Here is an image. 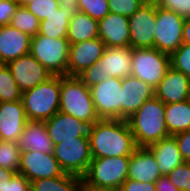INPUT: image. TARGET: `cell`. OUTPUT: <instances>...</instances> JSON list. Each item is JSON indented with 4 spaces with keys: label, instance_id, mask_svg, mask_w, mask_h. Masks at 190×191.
I'll return each instance as SVG.
<instances>
[{
    "label": "cell",
    "instance_id": "cell-17",
    "mask_svg": "<svg viewBox=\"0 0 190 191\" xmlns=\"http://www.w3.org/2000/svg\"><path fill=\"white\" fill-rule=\"evenodd\" d=\"M27 121L22 100L0 102V140L17 142Z\"/></svg>",
    "mask_w": 190,
    "mask_h": 191
},
{
    "label": "cell",
    "instance_id": "cell-10",
    "mask_svg": "<svg viewBox=\"0 0 190 191\" xmlns=\"http://www.w3.org/2000/svg\"><path fill=\"white\" fill-rule=\"evenodd\" d=\"M90 90L99 119L122 120V79L109 77Z\"/></svg>",
    "mask_w": 190,
    "mask_h": 191
},
{
    "label": "cell",
    "instance_id": "cell-1",
    "mask_svg": "<svg viewBox=\"0 0 190 191\" xmlns=\"http://www.w3.org/2000/svg\"><path fill=\"white\" fill-rule=\"evenodd\" d=\"M88 136L93 158L130 156L137 148L127 120L99 119Z\"/></svg>",
    "mask_w": 190,
    "mask_h": 191
},
{
    "label": "cell",
    "instance_id": "cell-24",
    "mask_svg": "<svg viewBox=\"0 0 190 191\" xmlns=\"http://www.w3.org/2000/svg\"><path fill=\"white\" fill-rule=\"evenodd\" d=\"M147 148L155 157L161 175H168L174 168L185 162L173 136L161 139Z\"/></svg>",
    "mask_w": 190,
    "mask_h": 191
},
{
    "label": "cell",
    "instance_id": "cell-14",
    "mask_svg": "<svg viewBox=\"0 0 190 191\" xmlns=\"http://www.w3.org/2000/svg\"><path fill=\"white\" fill-rule=\"evenodd\" d=\"M105 49L106 45L99 37L70 44L67 76H79L101 58Z\"/></svg>",
    "mask_w": 190,
    "mask_h": 191
},
{
    "label": "cell",
    "instance_id": "cell-36",
    "mask_svg": "<svg viewBox=\"0 0 190 191\" xmlns=\"http://www.w3.org/2000/svg\"><path fill=\"white\" fill-rule=\"evenodd\" d=\"M39 21L45 20L59 8L57 0H34L25 6Z\"/></svg>",
    "mask_w": 190,
    "mask_h": 191
},
{
    "label": "cell",
    "instance_id": "cell-25",
    "mask_svg": "<svg viewBox=\"0 0 190 191\" xmlns=\"http://www.w3.org/2000/svg\"><path fill=\"white\" fill-rule=\"evenodd\" d=\"M98 21L78 11L69 20L68 33L66 39L70 44L87 41L98 37Z\"/></svg>",
    "mask_w": 190,
    "mask_h": 191
},
{
    "label": "cell",
    "instance_id": "cell-29",
    "mask_svg": "<svg viewBox=\"0 0 190 191\" xmlns=\"http://www.w3.org/2000/svg\"><path fill=\"white\" fill-rule=\"evenodd\" d=\"M22 92L19 90L14 77L5 64H0V102H15L21 100Z\"/></svg>",
    "mask_w": 190,
    "mask_h": 191
},
{
    "label": "cell",
    "instance_id": "cell-39",
    "mask_svg": "<svg viewBox=\"0 0 190 191\" xmlns=\"http://www.w3.org/2000/svg\"><path fill=\"white\" fill-rule=\"evenodd\" d=\"M157 7L167 9L187 18V0H153Z\"/></svg>",
    "mask_w": 190,
    "mask_h": 191
},
{
    "label": "cell",
    "instance_id": "cell-12",
    "mask_svg": "<svg viewBox=\"0 0 190 191\" xmlns=\"http://www.w3.org/2000/svg\"><path fill=\"white\" fill-rule=\"evenodd\" d=\"M18 173L30 182L65 174L53 153L30 150L21 152Z\"/></svg>",
    "mask_w": 190,
    "mask_h": 191
},
{
    "label": "cell",
    "instance_id": "cell-47",
    "mask_svg": "<svg viewBox=\"0 0 190 191\" xmlns=\"http://www.w3.org/2000/svg\"><path fill=\"white\" fill-rule=\"evenodd\" d=\"M81 191H120V190L115 188H98L92 186H82Z\"/></svg>",
    "mask_w": 190,
    "mask_h": 191
},
{
    "label": "cell",
    "instance_id": "cell-34",
    "mask_svg": "<svg viewBox=\"0 0 190 191\" xmlns=\"http://www.w3.org/2000/svg\"><path fill=\"white\" fill-rule=\"evenodd\" d=\"M147 1L148 0H108L109 11L129 18Z\"/></svg>",
    "mask_w": 190,
    "mask_h": 191
},
{
    "label": "cell",
    "instance_id": "cell-8",
    "mask_svg": "<svg viewBox=\"0 0 190 191\" xmlns=\"http://www.w3.org/2000/svg\"><path fill=\"white\" fill-rule=\"evenodd\" d=\"M170 66V55L156 48L132 49L131 76L146 82L153 89L164 78Z\"/></svg>",
    "mask_w": 190,
    "mask_h": 191
},
{
    "label": "cell",
    "instance_id": "cell-23",
    "mask_svg": "<svg viewBox=\"0 0 190 191\" xmlns=\"http://www.w3.org/2000/svg\"><path fill=\"white\" fill-rule=\"evenodd\" d=\"M104 81L111 78H125L132 72V48L106 47L102 55Z\"/></svg>",
    "mask_w": 190,
    "mask_h": 191
},
{
    "label": "cell",
    "instance_id": "cell-3",
    "mask_svg": "<svg viewBox=\"0 0 190 191\" xmlns=\"http://www.w3.org/2000/svg\"><path fill=\"white\" fill-rule=\"evenodd\" d=\"M59 111L76 117L91 126L99 120L92 94L78 76H61Z\"/></svg>",
    "mask_w": 190,
    "mask_h": 191
},
{
    "label": "cell",
    "instance_id": "cell-18",
    "mask_svg": "<svg viewBox=\"0 0 190 191\" xmlns=\"http://www.w3.org/2000/svg\"><path fill=\"white\" fill-rule=\"evenodd\" d=\"M98 37L106 47H129V18L121 14L109 13L98 21Z\"/></svg>",
    "mask_w": 190,
    "mask_h": 191
},
{
    "label": "cell",
    "instance_id": "cell-41",
    "mask_svg": "<svg viewBox=\"0 0 190 191\" xmlns=\"http://www.w3.org/2000/svg\"><path fill=\"white\" fill-rule=\"evenodd\" d=\"M181 156L185 162H190V130L173 135Z\"/></svg>",
    "mask_w": 190,
    "mask_h": 191
},
{
    "label": "cell",
    "instance_id": "cell-15",
    "mask_svg": "<svg viewBox=\"0 0 190 191\" xmlns=\"http://www.w3.org/2000/svg\"><path fill=\"white\" fill-rule=\"evenodd\" d=\"M154 96L165 104L189 100L190 79L170 66L164 78L154 88Z\"/></svg>",
    "mask_w": 190,
    "mask_h": 191
},
{
    "label": "cell",
    "instance_id": "cell-48",
    "mask_svg": "<svg viewBox=\"0 0 190 191\" xmlns=\"http://www.w3.org/2000/svg\"><path fill=\"white\" fill-rule=\"evenodd\" d=\"M19 6L25 7L29 3L33 2L34 0H14Z\"/></svg>",
    "mask_w": 190,
    "mask_h": 191
},
{
    "label": "cell",
    "instance_id": "cell-44",
    "mask_svg": "<svg viewBox=\"0 0 190 191\" xmlns=\"http://www.w3.org/2000/svg\"><path fill=\"white\" fill-rule=\"evenodd\" d=\"M59 6L65 9L71 17H73L78 11V0H57Z\"/></svg>",
    "mask_w": 190,
    "mask_h": 191
},
{
    "label": "cell",
    "instance_id": "cell-11",
    "mask_svg": "<svg viewBox=\"0 0 190 191\" xmlns=\"http://www.w3.org/2000/svg\"><path fill=\"white\" fill-rule=\"evenodd\" d=\"M156 4L148 0L129 17L130 47L154 48Z\"/></svg>",
    "mask_w": 190,
    "mask_h": 191
},
{
    "label": "cell",
    "instance_id": "cell-32",
    "mask_svg": "<svg viewBox=\"0 0 190 191\" xmlns=\"http://www.w3.org/2000/svg\"><path fill=\"white\" fill-rule=\"evenodd\" d=\"M78 9L97 21L110 13L108 0H78Z\"/></svg>",
    "mask_w": 190,
    "mask_h": 191
},
{
    "label": "cell",
    "instance_id": "cell-19",
    "mask_svg": "<svg viewBox=\"0 0 190 191\" xmlns=\"http://www.w3.org/2000/svg\"><path fill=\"white\" fill-rule=\"evenodd\" d=\"M32 37L11 25L0 26V64L30 53Z\"/></svg>",
    "mask_w": 190,
    "mask_h": 191
},
{
    "label": "cell",
    "instance_id": "cell-7",
    "mask_svg": "<svg viewBox=\"0 0 190 191\" xmlns=\"http://www.w3.org/2000/svg\"><path fill=\"white\" fill-rule=\"evenodd\" d=\"M54 157L66 174L82 178L92 160L89 137H74L54 145Z\"/></svg>",
    "mask_w": 190,
    "mask_h": 191
},
{
    "label": "cell",
    "instance_id": "cell-28",
    "mask_svg": "<svg viewBox=\"0 0 190 191\" xmlns=\"http://www.w3.org/2000/svg\"><path fill=\"white\" fill-rule=\"evenodd\" d=\"M70 19L69 13L59 6L56 12L51 13L45 20L40 21L38 34L51 39L66 38Z\"/></svg>",
    "mask_w": 190,
    "mask_h": 191
},
{
    "label": "cell",
    "instance_id": "cell-42",
    "mask_svg": "<svg viewBox=\"0 0 190 191\" xmlns=\"http://www.w3.org/2000/svg\"><path fill=\"white\" fill-rule=\"evenodd\" d=\"M120 191H156L155 182H140L127 178Z\"/></svg>",
    "mask_w": 190,
    "mask_h": 191
},
{
    "label": "cell",
    "instance_id": "cell-22",
    "mask_svg": "<svg viewBox=\"0 0 190 191\" xmlns=\"http://www.w3.org/2000/svg\"><path fill=\"white\" fill-rule=\"evenodd\" d=\"M17 145L21 152L28 150L42 153L54 152V144L48 135L44 121L28 120Z\"/></svg>",
    "mask_w": 190,
    "mask_h": 191
},
{
    "label": "cell",
    "instance_id": "cell-45",
    "mask_svg": "<svg viewBox=\"0 0 190 191\" xmlns=\"http://www.w3.org/2000/svg\"><path fill=\"white\" fill-rule=\"evenodd\" d=\"M183 43L190 44V17L185 19L183 25Z\"/></svg>",
    "mask_w": 190,
    "mask_h": 191
},
{
    "label": "cell",
    "instance_id": "cell-21",
    "mask_svg": "<svg viewBox=\"0 0 190 191\" xmlns=\"http://www.w3.org/2000/svg\"><path fill=\"white\" fill-rule=\"evenodd\" d=\"M161 176L152 152L147 147H137L130 155L127 178L140 182H155Z\"/></svg>",
    "mask_w": 190,
    "mask_h": 191
},
{
    "label": "cell",
    "instance_id": "cell-37",
    "mask_svg": "<svg viewBox=\"0 0 190 191\" xmlns=\"http://www.w3.org/2000/svg\"><path fill=\"white\" fill-rule=\"evenodd\" d=\"M78 77L89 88L94 86L95 84L104 82V71L102 70V56L97 62L88 67Z\"/></svg>",
    "mask_w": 190,
    "mask_h": 191
},
{
    "label": "cell",
    "instance_id": "cell-13",
    "mask_svg": "<svg viewBox=\"0 0 190 191\" xmlns=\"http://www.w3.org/2000/svg\"><path fill=\"white\" fill-rule=\"evenodd\" d=\"M21 92L32 89L52 77L30 53L7 64Z\"/></svg>",
    "mask_w": 190,
    "mask_h": 191
},
{
    "label": "cell",
    "instance_id": "cell-9",
    "mask_svg": "<svg viewBox=\"0 0 190 191\" xmlns=\"http://www.w3.org/2000/svg\"><path fill=\"white\" fill-rule=\"evenodd\" d=\"M183 16L156 6L154 48L171 55L183 44Z\"/></svg>",
    "mask_w": 190,
    "mask_h": 191
},
{
    "label": "cell",
    "instance_id": "cell-33",
    "mask_svg": "<svg viewBox=\"0 0 190 191\" xmlns=\"http://www.w3.org/2000/svg\"><path fill=\"white\" fill-rule=\"evenodd\" d=\"M170 65L190 79V44L183 43L170 55Z\"/></svg>",
    "mask_w": 190,
    "mask_h": 191
},
{
    "label": "cell",
    "instance_id": "cell-31",
    "mask_svg": "<svg viewBox=\"0 0 190 191\" xmlns=\"http://www.w3.org/2000/svg\"><path fill=\"white\" fill-rule=\"evenodd\" d=\"M20 155L17 142L0 140V167L18 173Z\"/></svg>",
    "mask_w": 190,
    "mask_h": 191
},
{
    "label": "cell",
    "instance_id": "cell-20",
    "mask_svg": "<svg viewBox=\"0 0 190 191\" xmlns=\"http://www.w3.org/2000/svg\"><path fill=\"white\" fill-rule=\"evenodd\" d=\"M154 96V89L134 76L122 78V120L135 113L141 105Z\"/></svg>",
    "mask_w": 190,
    "mask_h": 191
},
{
    "label": "cell",
    "instance_id": "cell-38",
    "mask_svg": "<svg viewBox=\"0 0 190 191\" xmlns=\"http://www.w3.org/2000/svg\"><path fill=\"white\" fill-rule=\"evenodd\" d=\"M0 191H31L30 181L25 176L15 173L11 179L3 180Z\"/></svg>",
    "mask_w": 190,
    "mask_h": 191
},
{
    "label": "cell",
    "instance_id": "cell-49",
    "mask_svg": "<svg viewBox=\"0 0 190 191\" xmlns=\"http://www.w3.org/2000/svg\"><path fill=\"white\" fill-rule=\"evenodd\" d=\"M190 17V0H187V18Z\"/></svg>",
    "mask_w": 190,
    "mask_h": 191
},
{
    "label": "cell",
    "instance_id": "cell-30",
    "mask_svg": "<svg viewBox=\"0 0 190 191\" xmlns=\"http://www.w3.org/2000/svg\"><path fill=\"white\" fill-rule=\"evenodd\" d=\"M10 25L33 37L39 33L40 21L27 8L19 6Z\"/></svg>",
    "mask_w": 190,
    "mask_h": 191
},
{
    "label": "cell",
    "instance_id": "cell-4",
    "mask_svg": "<svg viewBox=\"0 0 190 191\" xmlns=\"http://www.w3.org/2000/svg\"><path fill=\"white\" fill-rule=\"evenodd\" d=\"M61 76L22 92L21 100L28 120L45 121L59 112Z\"/></svg>",
    "mask_w": 190,
    "mask_h": 191
},
{
    "label": "cell",
    "instance_id": "cell-40",
    "mask_svg": "<svg viewBox=\"0 0 190 191\" xmlns=\"http://www.w3.org/2000/svg\"><path fill=\"white\" fill-rule=\"evenodd\" d=\"M18 7L14 0H0V26L10 25Z\"/></svg>",
    "mask_w": 190,
    "mask_h": 191
},
{
    "label": "cell",
    "instance_id": "cell-26",
    "mask_svg": "<svg viewBox=\"0 0 190 191\" xmlns=\"http://www.w3.org/2000/svg\"><path fill=\"white\" fill-rule=\"evenodd\" d=\"M165 123L170 136L190 130V99L165 104Z\"/></svg>",
    "mask_w": 190,
    "mask_h": 191
},
{
    "label": "cell",
    "instance_id": "cell-27",
    "mask_svg": "<svg viewBox=\"0 0 190 191\" xmlns=\"http://www.w3.org/2000/svg\"><path fill=\"white\" fill-rule=\"evenodd\" d=\"M82 178L64 174L30 182L31 191H81Z\"/></svg>",
    "mask_w": 190,
    "mask_h": 191
},
{
    "label": "cell",
    "instance_id": "cell-16",
    "mask_svg": "<svg viewBox=\"0 0 190 191\" xmlns=\"http://www.w3.org/2000/svg\"><path fill=\"white\" fill-rule=\"evenodd\" d=\"M44 122L54 145L74 137H89V125L66 113L59 111Z\"/></svg>",
    "mask_w": 190,
    "mask_h": 191
},
{
    "label": "cell",
    "instance_id": "cell-35",
    "mask_svg": "<svg viewBox=\"0 0 190 191\" xmlns=\"http://www.w3.org/2000/svg\"><path fill=\"white\" fill-rule=\"evenodd\" d=\"M167 176L180 191H190V162L177 166Z\"/></svg>",
    "mask_w": 190,
    "mask_h": 191
},
{
    "label": "cell",
    "instance_id": "cell-5",
    "mask_svg": "<svg viewBox=\"0 0 190 191\" xmlns=\"http://www.w3.org/2000/svg\"><path fill=\"white\" fill-rule=\"evenodd\" d=\"M130 156L92 158L82 186L120 189L127 179Z\"/></svg>",
    "mask_w": 190,
    "mask_h": 191
},
{
    "label": "cell",
    "instance_id": "cell-46",
    "mask_svg": "<svg viewBox=\"0 0 190 191\" xmlns=\"http://www.w3.org/2000/svg\"><path fill=\"white\" fill-rule=\"evenodd\" d=\"M14 174H15L14 171L5 169V168H3V167H0V187H1L2 184H3V180L11 179Z\"/></svg>",
    "mask_w": 190,
    "mask_h": 191
},
{
    "label": "cell",
    "instance_id": "cell-2",
    "mask_svg": "<svg viewBox=\"0 0 190 191\" xmlns=\"http://www.w3.org/2000/svg\"><path fill=\"white\" fill-rule=\"evenodd\" d=\"M126 120L137 147H148L170 136L165 123V103L155 96Z\"/></svg>",
    "mask_w": 190,
    "mask_h": 191
},
{
    "label": "cell",
    "instance_id": "cell-43",
    "mask_svg": "<svg viewBox=\"0 0 190 191\" xmlns=\"http://www.w3.org/2000/svg\"><path fill=\"white\" fill-rule=\"evenodd\" d=\"M156 191H180L167 175H162L155 181Z\"/></svg>",
    "mask_w": 190,
    "mask_h": 191
},
{
    "label": "cell",
    "instance_id": "cell-6",
    "mask_svg": "<svg viewBox=\"0 0 190 191\" xmlns=\"http://www.w3.org/2000/svg\"><path fill=\"white\" fill-rule=\"evenodd\" d=\"M70 43L66 38H54L37 34L31 39L30 54L41 63L52 76L67 75Z\"/></svg>",
    "mask_w": 190,
    "mask_h": 191
}]
</instances>
